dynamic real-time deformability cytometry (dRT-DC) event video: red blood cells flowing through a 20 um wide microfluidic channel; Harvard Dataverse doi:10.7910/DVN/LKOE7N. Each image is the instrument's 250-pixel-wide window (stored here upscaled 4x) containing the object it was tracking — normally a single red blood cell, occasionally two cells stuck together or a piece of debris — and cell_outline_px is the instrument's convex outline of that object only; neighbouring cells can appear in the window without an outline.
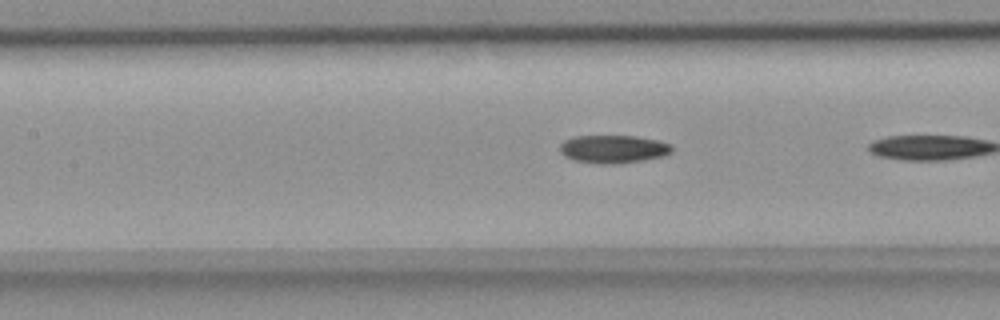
{"species": "common noctule bat (a hibernating species)", "species_latin": "Nyctalus noctula", "temperature_condition": "room temperature", "stored_images_in_passage": 9, "camera_frame_rate_fps": 3000, "um_per_image_px": 0.085, "animal": {"sex": "female", "body_mass_g": 18.4}, "frame": {"image": 1, "passage_image": 8, "time_ms": 2.333, "image_size_px": [1000, 320], "cell_outline_px": [[672, 152], [664, 156], [644, 160], [612, 164], [604, 164], [576, 160], [564, 156], [560, 152], [560, 144], [564, 140], [572, 136], [636, 136], [656, 140], [672, 144]], "centroid_in_image_um": [52.14, 12.66], "position_along_channel_um": 155.3, "area_um2": 18.26}}